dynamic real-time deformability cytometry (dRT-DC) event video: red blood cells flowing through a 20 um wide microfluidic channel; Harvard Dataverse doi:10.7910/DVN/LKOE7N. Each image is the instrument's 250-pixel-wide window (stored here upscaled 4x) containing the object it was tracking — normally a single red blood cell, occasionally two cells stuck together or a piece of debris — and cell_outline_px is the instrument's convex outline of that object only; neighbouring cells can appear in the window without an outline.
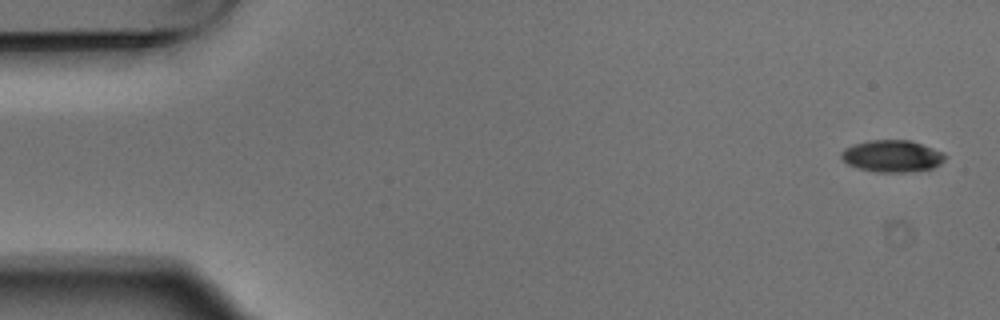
{"species": "Egyptian fruit bat (a non-hibernating species)", "species_latin": "Rousettus aegyptiacus", "temperature_condition": "warm", "stored_images_in_passage": 5, "camera_frame_rate_fps": 3000, "um_per_image_px": 0.085, "animal": {"sex": "male"}, "frame": {"image": 1, "passage_image": 1, "time_ms": 0.0, "image_size_px": [1000, 320], "cell_outline_px": [[944, 160], [940, 164], [932, 168], [904, 172], [876, 172], [856, 168], [848, 164], [840, 156], [840, 152], [844, 148], [868, 140], [912, 140], [944, 152]], "centroid_in_image_um": [75.81, 13.26], "position_along_channel_um": 9.2, "area_um2": 19.31}}